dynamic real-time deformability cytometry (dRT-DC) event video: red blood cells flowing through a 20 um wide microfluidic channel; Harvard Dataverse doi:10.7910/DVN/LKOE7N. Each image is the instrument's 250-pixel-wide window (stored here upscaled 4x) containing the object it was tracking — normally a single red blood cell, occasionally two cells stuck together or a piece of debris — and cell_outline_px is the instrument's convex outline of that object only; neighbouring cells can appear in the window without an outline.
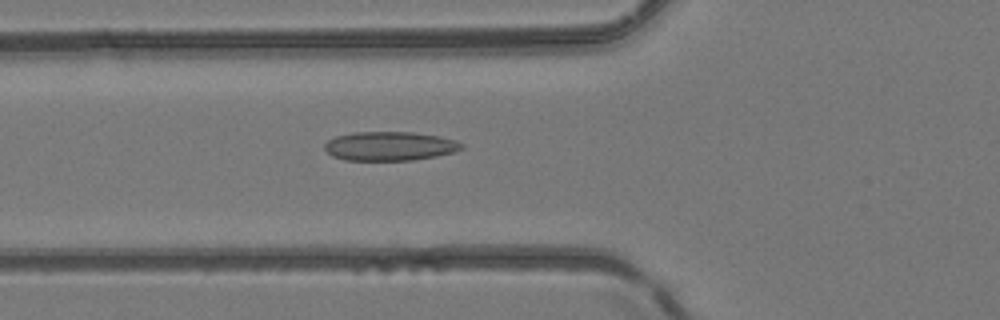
{"species": "common noctule bat (a hibernating species)", "species_latin": "Nyctalus noctula", "temperature_condition": "room temperature", "stored_images_in_passage": 38, "camera_frame_rate_fps": 3000, "um_per_image_px": 0.085, "animal": {"sex": "female", "body_mass_g": 24.6, "forearm_length_mm": 56.2}, "frame": {"image": 1, "passage_image": 6, "time_ms": 1.667, "image_size_px": [1000, 320], "cell_outline_px": [[464, 148], [452, 152], [436, 156], [412, 160], [344, 160], [332, 156], [324, 148], [324, 144], [328, 140], [336, 136], [356, 132], [412, 132], [440, 136], [456, 140], [464, 144]], "centroid_in_image_um": [33.13, 12.42], "position_along_channel_um": 92.7, "area_um2": 23.18}}
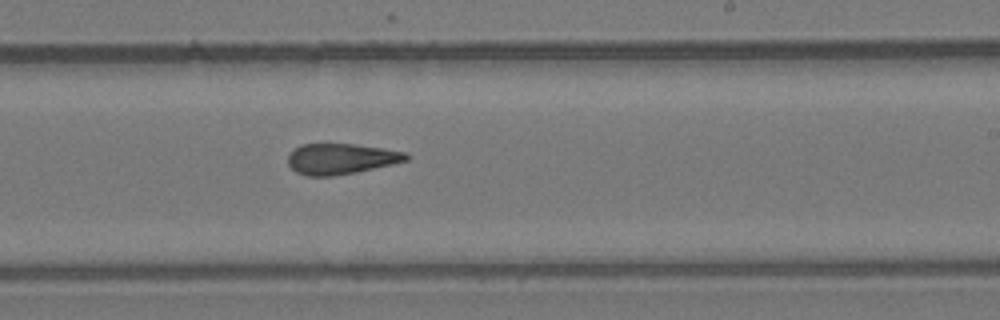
{"frame": {"image": 2, "passage_image": 18, "time_ms": 5.667, "image_size_px": [1000, 320], "cell_outline_px": [[412, 156], [408, 160], [392, 164], [356, 172], [332, 176], [308, 176], [296, 172], [288, 164], [288, 156], [292, 148], [300, 144], [356, 144], [384, 148], [404, 152]], "centroid_in_image_um": [28.97, 13.49], "position_along_channel_um": 260.0, "area_um2": 21.27}}
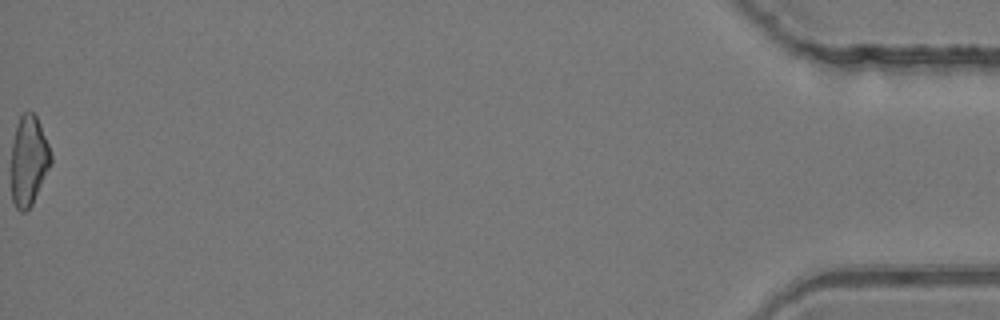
{"frame": {"image": 3, "passage_image": 38, "time_ms": 12.333, "image_size_px": [1000, 320], "cell_outline_px": [[52, 164], [32, 204], [24, 212], [20, 212], [16, 208], [12, 200], [12, 144], [16, 124], [20, 116], [28, 108], [36, 116], [40, 124], [48, 144], [52, 156]], "centroid_in_image_um": [2.45, 13.64], "position_along_channel_um": 432.8, "area_um2": 20.87}, "authors_computed_cell_mechanics": {"area_um2": 21.5594, "velocity_mm_per_s": 4.1715, "shape_relaxation_time_tau1_ms": null, "shape_relaxation_time_tau2_ms": 3.7776, "deformation_change_tau1": null, "deformation_change_tau2": 0.1273}}